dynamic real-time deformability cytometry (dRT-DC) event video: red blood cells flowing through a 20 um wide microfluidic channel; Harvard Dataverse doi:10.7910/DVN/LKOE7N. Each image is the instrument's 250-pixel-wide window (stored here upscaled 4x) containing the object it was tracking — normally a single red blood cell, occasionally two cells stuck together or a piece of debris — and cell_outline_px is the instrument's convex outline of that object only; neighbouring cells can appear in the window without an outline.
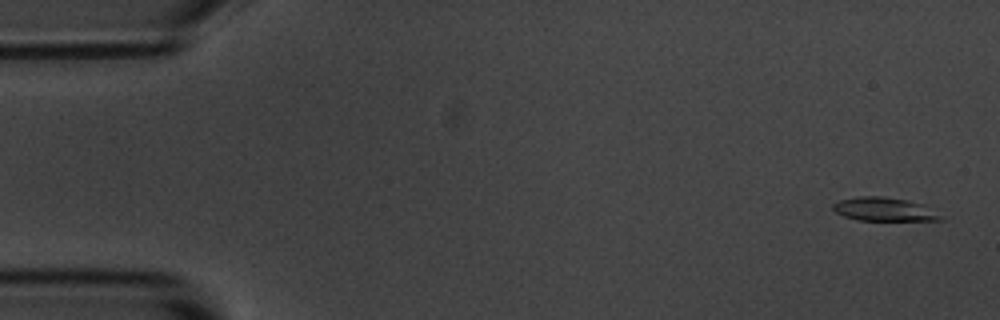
{"species": "common noctule bat (a hibernating species)", "species_latin": "Nyctalus noctula", "temperature_condition": "room temperature", "stored_images_in_passage": 55, "camera_frame_rate_fps": 3000, "um_per_image_px": 0.085, "animal": {"sex": "male", "body_mass_g": 20.1, "forearm_length_mm": 53.5}, "frame": {"image": 1, "passage_image": 2, "time_ms": 0.333, "image_size_px": [1000, 320], "cell_outline_px": [[944, 220], [856, 220], [844, 216], [836, 212], [832, 208], [832, 204], [840, 200], [860, 196], [884, 196], [924, 204], [944, 216]], "centroid_in_image_um": [75.18, 17.79], "position_along_channel_um": 9.8, "area_um2": 14.8}}
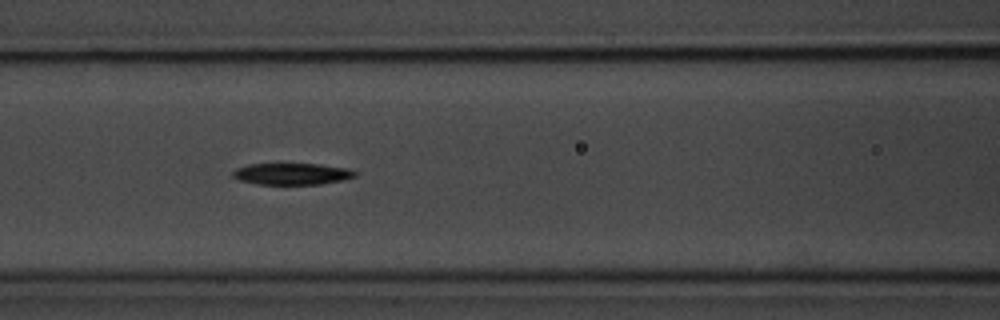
{"frame": {"image": 2, "passage_image": 23, "time_ms": 7.333, "image_size_px": [1000, 320], "cell_outline_px": [[356, 176], [340, 180], [320, 184], [260, 184], [240, 180], [232, 176], [232, 172], [236, 168], [248, 164], [316, 164], [348, 168], [356, 172]], "centroid_in_image_um": [24.79, 14.77], "position_along_channel_um": 141.8, "area_um2": 15.14}}
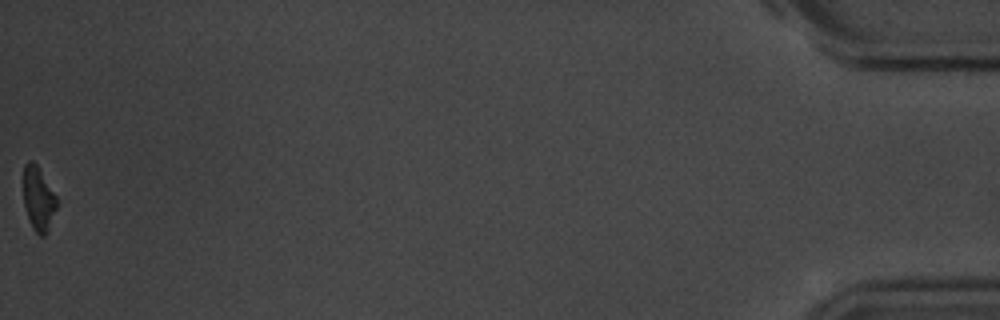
{"frame": {"image": 3, "passage_image": 55, "time_ms": 18.0, "image_size_px": [1000, 320], "cell_outline_px": [[56, 208], [48, 232], [44, 236], [40, 236], [32, 228], [24, 204], [24, 164], [28, 160], [32, 160], [36, 164], [56, 196]], "centroid_in_image_um": [3.26, 16.91], "position_along_channel_um": 431.9, "area_um2": 12.2}, "authors_computed_cell_mechanics": {"area_um2": 15.7216, "velocity_mm_per_s": 3.6598, "shape_relaxation_time_tau1_ms": 4.7017, "shape_relaxation_time_tau2_ms": null, "deformation_change_tau1": 0.1368, "deformation_change_tau2": null}}